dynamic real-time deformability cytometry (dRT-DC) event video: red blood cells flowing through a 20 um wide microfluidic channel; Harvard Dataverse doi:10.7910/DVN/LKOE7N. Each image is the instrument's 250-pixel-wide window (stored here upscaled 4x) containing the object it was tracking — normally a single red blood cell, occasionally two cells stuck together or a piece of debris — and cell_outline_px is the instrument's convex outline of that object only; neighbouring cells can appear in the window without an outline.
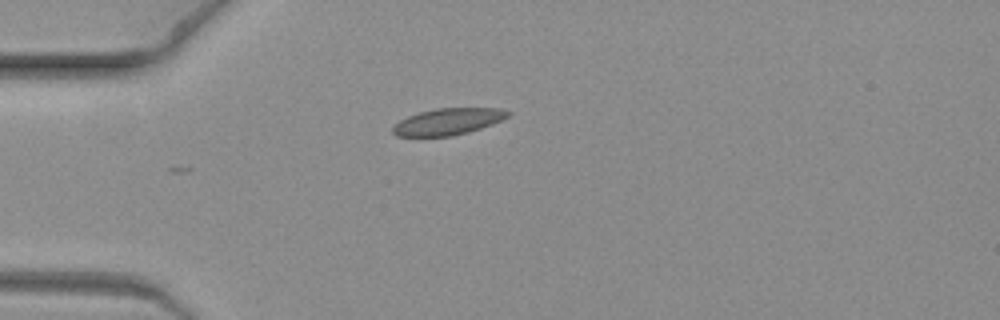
{"species": "common noctule bat (a hibernating species)", "species_latin": "Nyctalus noctula", "temperature_condition": "warm", "stored_images_in_passage": 3, "camera_frame_rate_fps": 3000, "um_per_image_px": 0.085, "animal": {"sex": "female", "body_mass_g": 19.3, "forearm_length_mm": 54.1}, "frame": {"image": 1, "passage_image": 1, "time_ms": 0.0, "image_size_px": [1000, 320], "cell_outline_px": [[512, 112], [508, 116], [492, 124], [468, 132], [452, 136], [396, 136], [392, 132], [392, 128], [400, 120], [408, 116], [420, 112], [436, 108], [500, 108]], "centroid_in_image_um": [38.08, 10.33], "position_along_channel_um": 46.9, "area_um2": 17.69}}
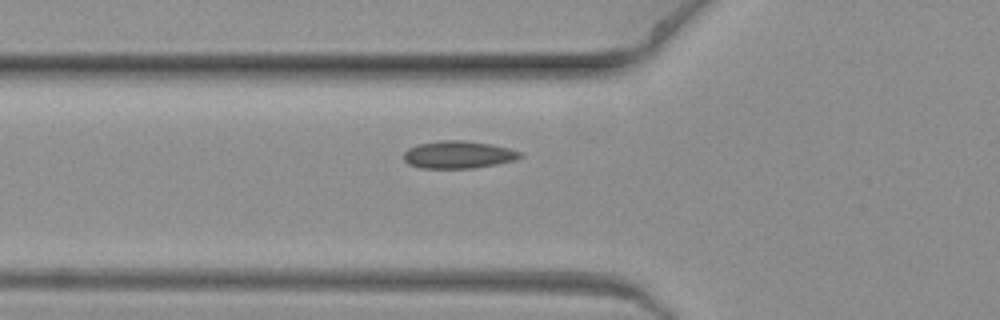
{"frame": {"image": 2, "passage_image": 3, "time_ms": 0.667, "image_size_px": [1000, 320], "cell_outline_px": [[524, 156], [516, 160], [496, 164], [472, 168], [420, 168], [408, 164], [404, 160], [404, 152], [408, 148], [416, 144], [440, 140], [464, 140], [492, 144], [524, 152]], "centroid_in_image_um": [38.97, 13.14], "position_along_channel_um": 86.8, "area_um2": 18.9}}